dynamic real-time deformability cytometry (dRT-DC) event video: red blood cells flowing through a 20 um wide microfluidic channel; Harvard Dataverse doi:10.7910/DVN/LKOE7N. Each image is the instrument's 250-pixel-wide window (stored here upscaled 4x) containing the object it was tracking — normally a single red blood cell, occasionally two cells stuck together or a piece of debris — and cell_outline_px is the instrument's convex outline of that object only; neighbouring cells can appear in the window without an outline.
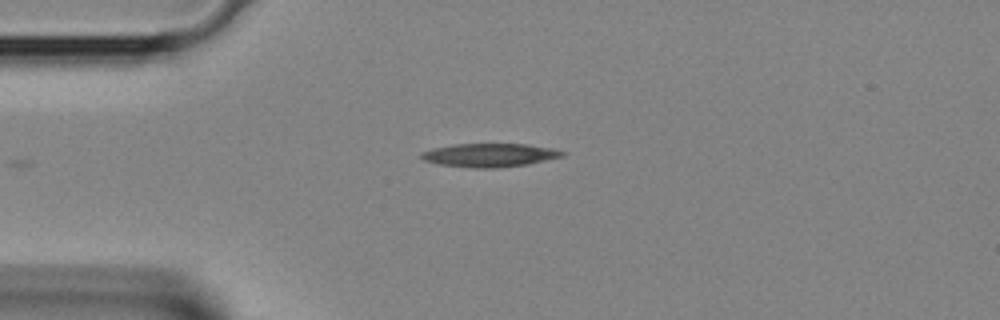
{"species": "Egyptian fruit bat (a non-hibernating species)", "species_latin": "Rousettus aegyptiacus", "temperature_condition": "room temperature", "stored_images_in_passage": 22, "camera_frame_rate_fps": 3000, "um_per_image_px": 0.085, "animal": {"sex": "female"}, "frame": {"image": 1, "passage_image": 1, "time_ms": 0.0, "image_size_px": [1000, 320], "cell_outline_px": [[568, 152], [564, 156], [528, 164], [496, 168], [472, 168], [440, 164], [424, 160], [420, 156], [420, 152], [432, 148], [456, 144], [528, 144], [556, 148]], "centroid_in_image_um": [41.67, 13.18], "position_along_channel_um": 43.3, "area_um2": 19.48}}
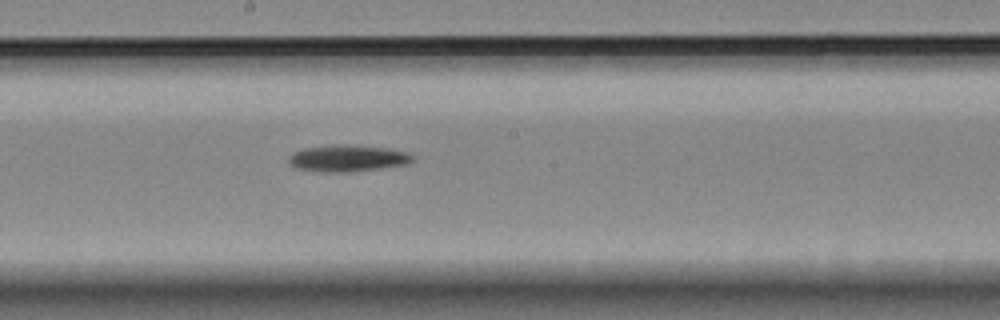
{"frame": {"image": 2, "passage_image": 12, "time_ms": 3.667, "image_size_px": [1000, 320], "cell_outline_px": [[416, 156], [408, 164], [380, 168], [348, 172], [316, 172], [296, 168], [288, 164], [288, 156], [292, 152], [304, 148], [340, 144], [388, 148], [408, 152]], "centroid_in_image_um": [29.52, 13.46], "position_along_channel_um": 218.7, "area_um2": 19.42}}
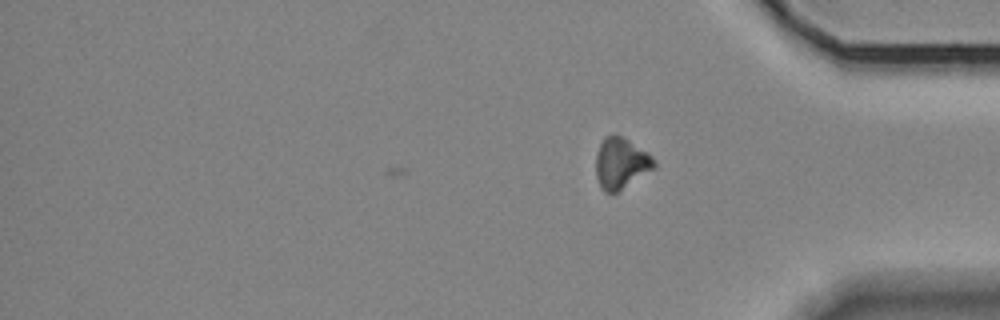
{"frame": {"image": 3, "passage_image": 22, "time_ms": 7.0, "image_size_px": [1000, 320], "cell_outline_px": [[656, 168], [620, 192], [604, 192], [600, 188], [596, 176], [596, 152], [604, 136], [612, 132], [616, 132], [648, 152], [656, 160]], "centroid_in_image_um": [52.79, 13.87], "position_along_channel_um": 382.4, "area_um2": 18.03}}